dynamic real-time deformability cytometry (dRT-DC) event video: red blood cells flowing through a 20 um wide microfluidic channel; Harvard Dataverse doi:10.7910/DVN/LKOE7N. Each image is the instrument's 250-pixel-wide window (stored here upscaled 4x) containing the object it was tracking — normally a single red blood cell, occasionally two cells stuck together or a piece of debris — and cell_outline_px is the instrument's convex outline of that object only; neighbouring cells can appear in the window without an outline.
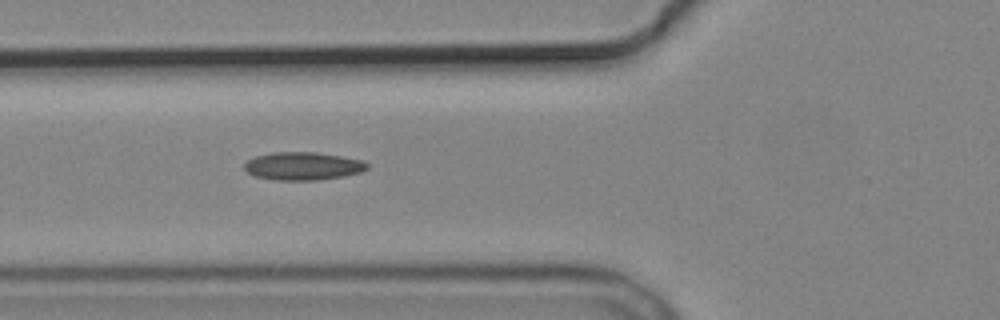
{"species": "common noctule bat (a hibernating species)", "species_latin": "Nyctalus noctula", "temperature_condition": "cold", "stored_images_in_passage": 6, "camera_frame_rate_fps": 3000, "um_per_image_px": 0.085, "animal": {"sex": "male", "body_mass_g": 19.2, "forearm_length_mm": 51.8}, "frame": {"image": 1, "passage_image": 6, "time_ms": 6.0, "image_size_px": [1000, 320], "cell_outline_px": [[368, 168], [360, 172], [344, 176], [316, 180], [272, 180], [256, 176], [248, 172], [244, 168], [244, 164], [248, 160], [256, 156], [272, 152], [316, 152], [364, 160], [368, 164]], "centroid_in_image_um": [25.75, 14.11], "position_along_channel_um": 100.0, "area_um2": 20.0}}